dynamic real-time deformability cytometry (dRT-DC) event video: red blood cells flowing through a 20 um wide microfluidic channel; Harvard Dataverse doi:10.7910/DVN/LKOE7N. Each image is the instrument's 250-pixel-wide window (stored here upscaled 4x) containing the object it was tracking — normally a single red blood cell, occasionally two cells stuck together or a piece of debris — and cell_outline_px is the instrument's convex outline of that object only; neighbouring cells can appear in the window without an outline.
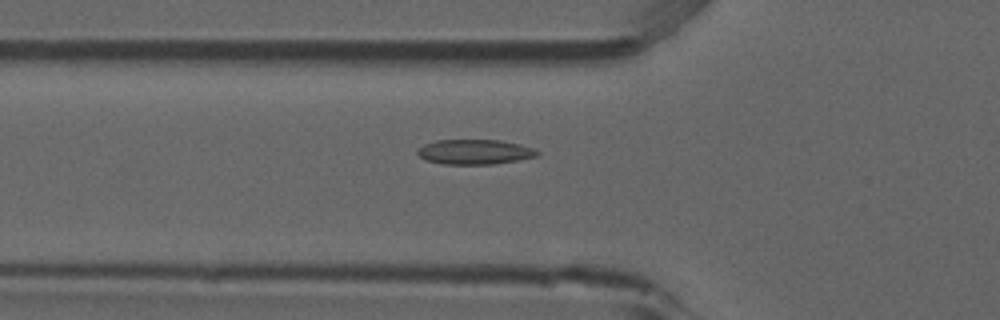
{"species": "common noctule bat (a hibernating species)", "species_latin": "Nyctalus noctula", "temperature_condition": "room temperature", "stored_images_in_passage": 46, "camera_frame_rate_fps": 3000, "um_per_image_px": 0.085, "animal": {"sex": "male", "forearm_length_mm": 52.5}, "frame": {"image": 1, "passage_image": 12, "time_ms": 3.667, "image_size_px": [1000, 320], "cell_outline_px": [[540, 152], [536, 156], [516, 160], [492, 164], [444, 164], [424, 160], [416, 152], [424, 144], [436, 140], [500, 140], [520, 144], [532, 148]], "centroid_in_image_um": [40.32, 12.91], "position_along_channel_um": 85.5, "area_um2": 17.22}}
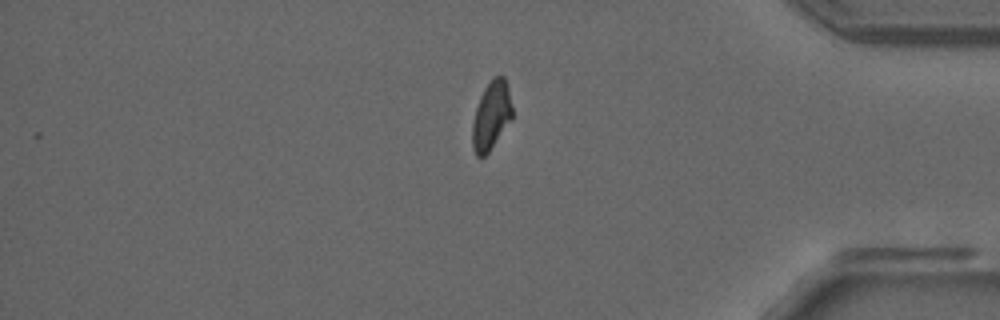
{"frame": {"image": 2, "passage_image": 38, "time_ms": 12.333, "image_size_px": [1000, 320], "cell_outline_px": [[512, 120], [488, 152], [484, 156], [476, 156], [472, 148], [472, 124], [476, 108], [480, 96], [484, 88], [492, 76], [504, 76], [508, 84], [512, 108]], "centroid_in_image_um": [41.76, 9.8], "position_along_channel_um": 393.4, "area_um2": 16.07}}
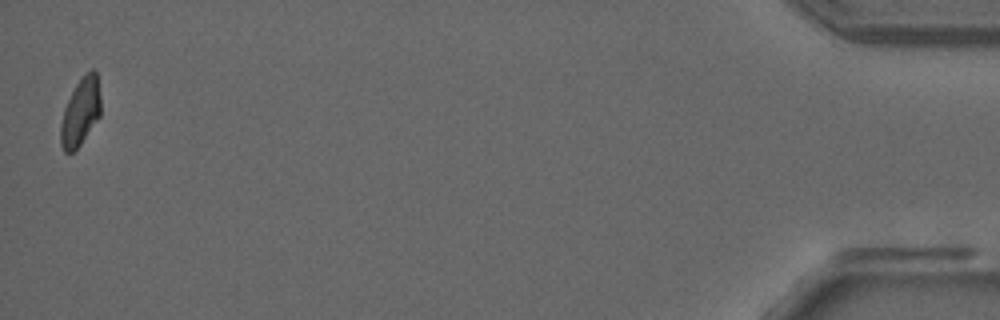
{"frame": {"image": 3, "passage_image": 46, "time_ms": 15.0, "image_size_px": [1000, 320], "cell_outline_px": [[100, 116], [80, 144], [72, 152], [64, 152], [60, 144], [60, 124], [64, 108], [76, 84], [92, 68], [96, 72], [100, 96]], "centroid_in_image_um": [6.83, 9.54], "position_along_channel_um": 428.4, "area_um2": 15.49}, "authors_computed_cell_mechanics": {"area_um2": 16.4441, "velocity_mm_per_s": 3.8659, "shape_relaxation_time_tau1_ms": null, "shape_relaxation_time_tau2_ms": 1.7666, "deformation_change_tau1": null, "deformation_change_tau2": 0.0717}}